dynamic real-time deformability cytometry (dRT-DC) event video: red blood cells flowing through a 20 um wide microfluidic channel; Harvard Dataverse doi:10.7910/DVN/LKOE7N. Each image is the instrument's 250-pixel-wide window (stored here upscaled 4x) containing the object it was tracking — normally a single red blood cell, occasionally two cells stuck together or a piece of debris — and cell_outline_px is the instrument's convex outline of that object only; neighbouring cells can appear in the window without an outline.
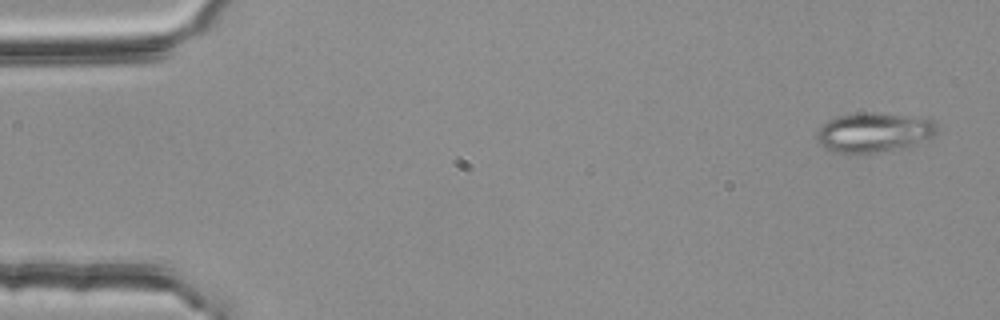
{"species": "common noctule bat (a hibernating species)", "species_latin": "Nyctalus noctula", "temperature_condition": "room temperature", "stored_images_in_passage": 55, "camera_frame_rate_fps": 3000, "um_per_image_px": 0.085, "animal": {"sex": "female", "body_mass_g": 25.1}, "frame": {"image": 1, "passage_image": 3, "time_ms": 0.667, "image_size_px": [1000, 320], "cell_outline_px": [[936, 132], [932, 136], [912, 144], [860, 156], [856, 156], [836, 152], [828, 148], [816, 136], [816, 132], [828, 120], [836, 116], [860, 112], [868, 112], [932, 120], [936, 124]], "centroid_in_image_um": [74.2, 11.27], "position_along_channel_um": 10.8, "area_um2": 27.05}}
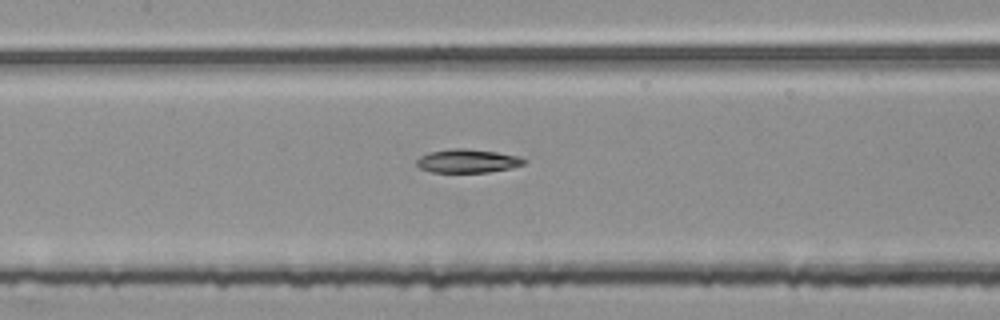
{"frame": {"image": 2, "passage_image": 26, "time_ms": 8.333, "image_size_px": [1000, 320], "cell_outline_px": [[528, 160], [524, 164], [512, 168], [488, 172], [432, 172], [420, 168], [416, 164], [416, 160], [420, 156], [428, 152], [452, 148], [464, 148], [496, 152], [516, 156]], "centroid_in_image_um": [39.72, 13.68], "position_along_channel_um": 167.7, "area_um2": 14.74}}
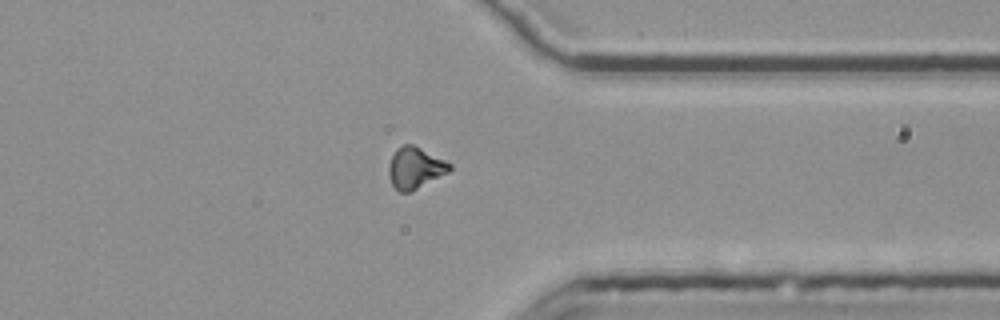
{"frame": {"image": 3, "passage_image": 43, "time_ms": 14.0, "image_size_px": [1000, 320], "cell_outline_px": [[452, 168], [448, 172], [412, 192], [400, 192], [392, 184], [388, 172], [388, 164], [396, 148], [404, 144], [412, 144], [452, 164]], "centroid_in_image_um": [35.27, 14.28], "position_along_channel_um": 376.1, "area_um2": 14.62}}